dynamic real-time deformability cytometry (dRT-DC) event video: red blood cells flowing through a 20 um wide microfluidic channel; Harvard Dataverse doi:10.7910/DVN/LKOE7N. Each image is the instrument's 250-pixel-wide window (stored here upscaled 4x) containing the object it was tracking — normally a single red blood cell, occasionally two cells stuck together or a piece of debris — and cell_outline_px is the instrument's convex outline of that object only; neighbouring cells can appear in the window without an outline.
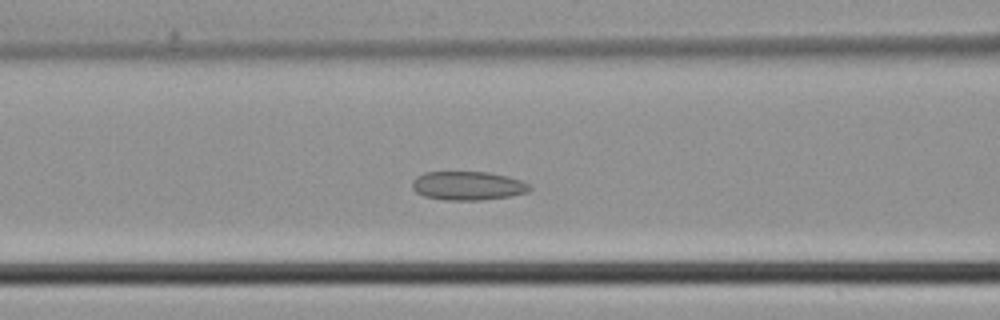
{"species": "common noctule bat (a hibernating species)", "species_latin": "Nyctalus noctula", "temperature_condition": "cold", "stored_images_in_passage": 42, "camera_frame_rate_fps": 3000, "um_per_image_px": 0.085, "animal": {"sex": "male", "body_mass_g": 21.5, "forearm_length_mm": 52.0}, "frame": {"image": 1, "passage_image": 16, "time_ms": 5.0, "image_size_px": [1000, 320], "cell_outline_px": [[532, 188], [528, 192], [512, 196], [480, 200], [444, 200], [424, 196], [416, 192], [412, 188], [412, 180], [416, 176], [424, 172], [488, 172], [508, 176], [520, 180], [528, 184]], "centroid_in_image_um": [39.75, 15.79], "position_along_channel_um": 126.8, "area_um2": 19.83}}
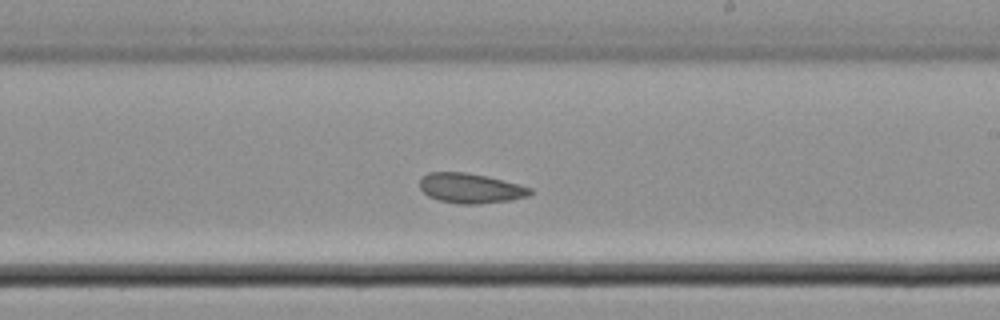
{"frame": {"image": 2, "passage_image": 24, "time_ms": 7.667, "image_size_px": [1000, 320], "cell_outline_px": [[532, 192], [528, 196], [512, 200], [480, 204], [460, 204], [440, 200], [428, 196], [420, 188], [420, 176], [428, 172], [464, 172], [488, 176], [520, 184], [532, 188]], "centroid_in_image_um": [40.0, 15.99], "position_along_channel_um": 249.0, "area_um2": 19.42}}
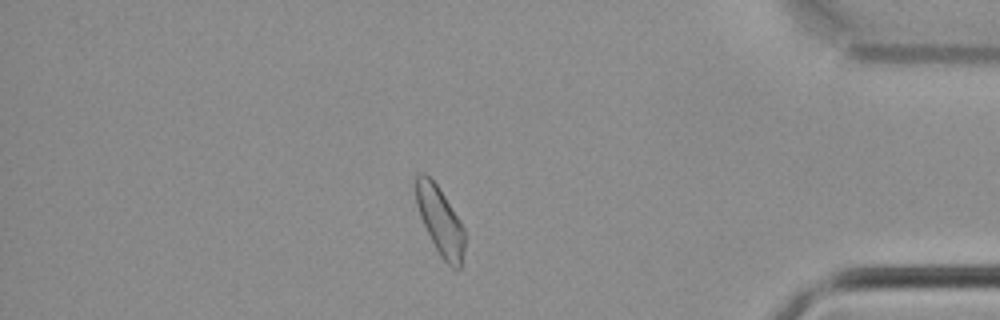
{"frame": {"image": 3, "passage_image": 36, "time_ms": 11.667, "image_size_px": [1000, 320], "cell_outline_px": [[464, 248], [460, 268], [452, 268], [440, 256], [420, 216], [416, 204], [416, 172], [424, 172], [436, 184], [444, 196], [464, 228]], "centroid_in_image_um": [37.4, 18.76], "position_along_channel_um": 397.8, "area_um2": 18.84}}